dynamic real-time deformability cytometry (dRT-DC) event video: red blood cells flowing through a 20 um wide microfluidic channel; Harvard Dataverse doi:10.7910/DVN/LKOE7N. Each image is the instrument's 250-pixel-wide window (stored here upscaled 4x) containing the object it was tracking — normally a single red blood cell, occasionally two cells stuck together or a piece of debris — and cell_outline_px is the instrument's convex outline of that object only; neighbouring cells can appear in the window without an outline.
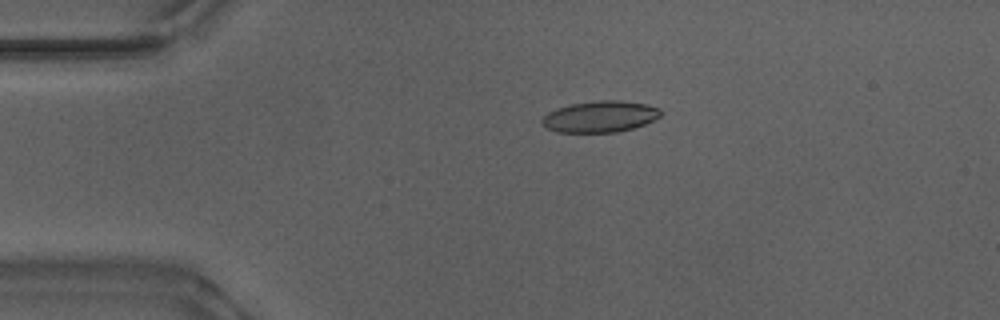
{"species": "Egyptian fruit bat (a non-hibernating species)", "species_latin": "Rousettus aegyptiacus", "temperature_condition": "warm", "stored_images_in_passage": 25, "camera_frame_rate_fps": 3000, "um_per_image_px": 0.085, "animal": {"sex": "male"}, "frame": {"image": 1, "passage_image": 1, "time_ms": 0.0, "image_size_px": [1000, 320], "cell_outline_px": [[664, 112], [660, 116], [644, 124], [632, 128], [616, 132], [556, 132], [548, 128], [540, 120], [548, 112], [556, 108], [572, 104], [600, 100], [620, 100], [648, 104], [660, 108]], "centroid_in_image_um": [51.03, 9.9], "position_along_channel_um": 34.0, "area_um2": 21.62}}
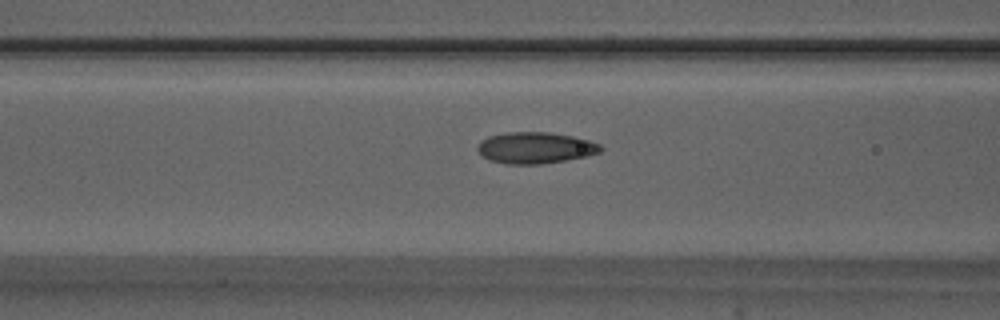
{"frame": {"image": 2, "passage_image": 11, "time_ms": 3.333, "image_size_px": [1000, 320], "cell_outline_px": [[604, 148], [600, 152], [588, 156], [540, 164], [504, 164], [492, 160], [484, 156], [476, 148], [480, 140], [488, 136], [508, 132], [548, 132], [572, 136], [588, 140], [600, 144]], "centroid_in_image_um": [45.51, 12.56], "position_along_channel_um": 121.1, "area_um2": 22.43}}
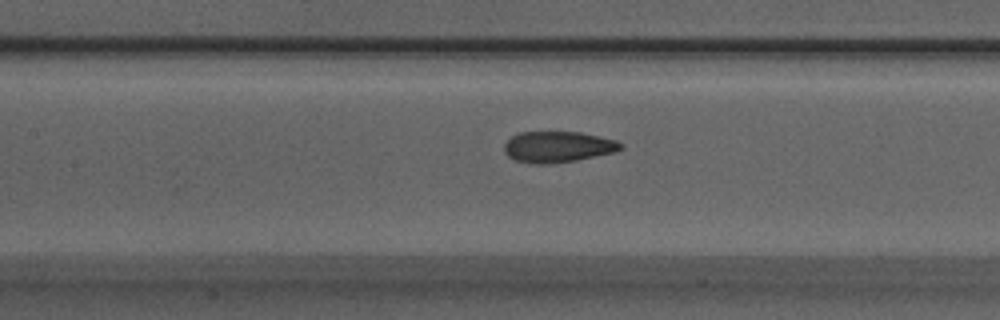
{"frame": {"image": 3, "passage_image": 14, "time_ms": 4.333, "image_size_px": [1000, 320], "cell_outline_px": [[624, 148], [616, 152], [576, 160], [544, 164], [532, 164], [516, 160], [508, 156], [504, 152], [504, 144], [512, 136], [520, 132], [580, 132], [600, 136], [616, 140], [624, 144]], "centroid_in_image_um": [47.45, 12.48], "position_along_channel_um": 160.0, "area_um2": 21.15}}